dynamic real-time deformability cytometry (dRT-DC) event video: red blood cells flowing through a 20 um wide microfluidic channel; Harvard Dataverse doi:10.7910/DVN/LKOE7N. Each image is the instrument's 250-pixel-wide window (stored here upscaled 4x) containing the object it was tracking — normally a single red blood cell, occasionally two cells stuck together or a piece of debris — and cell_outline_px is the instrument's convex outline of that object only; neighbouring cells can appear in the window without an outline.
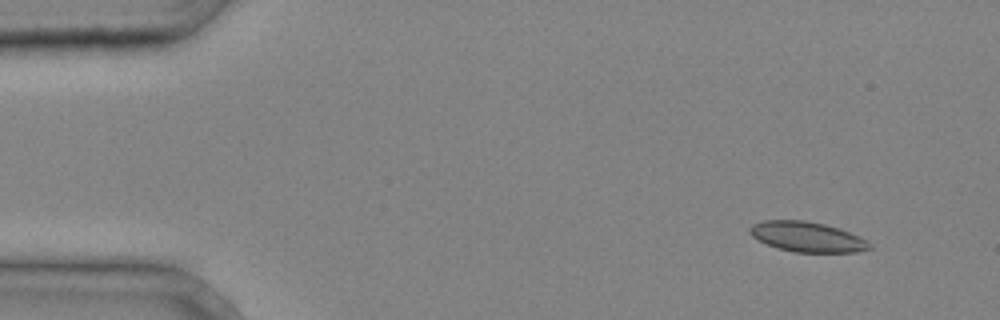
{"species": "common noctule bat (a hibernating species)", "species_latin": "Nyctalus noctula", "temperature_condition": "cold", "stored_images_in_passage": 4, "camera_frame_rate_fps": 3000, "um_per_image_px": 0.085, "animal": {"sex": "male", "body_mass_g": 20.4}, "frame": {"image": 1, "passage_image": 1, "time_ms": 0.0, "image_size_px": [1000, 320], "cell_outline_px": [[872, 248], [856, 252], [796, 252], [776, 248], [752, 236], [748, 232], [748, 228], [752, 224], [764, 220], [804, 220], [824, 224], [840, 228], [872, 244]], "centroid_in_image_um": [68.57, 20.12], "position_along_channel_um": 16.4, "area_um2": 20.87}}
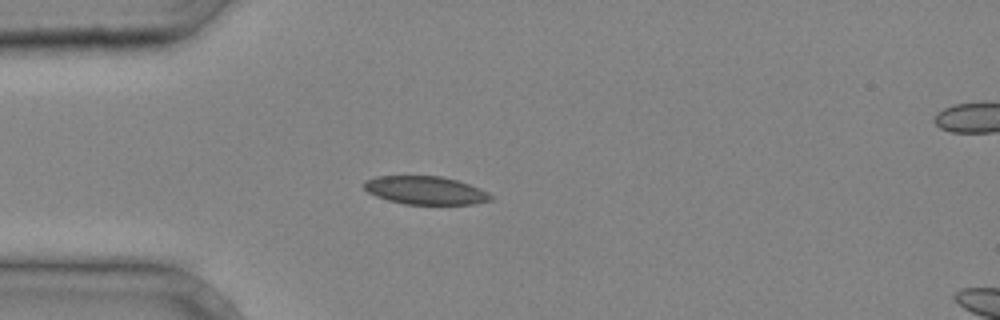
{"frame": {"image": 2, "passage_image": 3, "time_ms": 0.667, "image_size_px": [1000, 320], "cell_outline_px": [[492, 200], [472, 204], [404, 204], [388, 200], [376, 196], [368, 192], [364, 188], [364, 180], [376, 176], [440, 176], [456, 180], [480, 188], [488, 192], [492, 196]], "centroid_in_image_um": [36.14, 16.18], "position_along_channel_um": 48.9, "area_um2": 20.75}}